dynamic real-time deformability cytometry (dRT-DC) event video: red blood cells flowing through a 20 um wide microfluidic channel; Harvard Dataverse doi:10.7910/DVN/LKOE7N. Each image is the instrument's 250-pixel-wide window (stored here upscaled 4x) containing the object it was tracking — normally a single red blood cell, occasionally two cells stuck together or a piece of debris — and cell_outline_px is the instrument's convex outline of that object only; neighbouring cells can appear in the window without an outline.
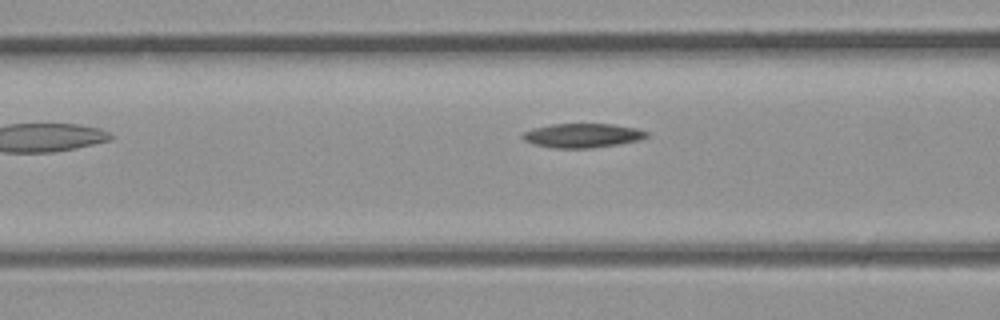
{"species": "common noctule bat (a hibernating species)", "species_latin": "Nyctalus noctula", "temperature_condition": "room temperature", "stored_images_in_passage": 5, "camera_frame_rate_fps": 3000, "um_per_image_px": 0.085, "animal": {"sex": "male", "body_mass_g": 23.1, "forearm_length_mm": 52.7}, "frame": {"image": 1, "passage_image": 5, "time_ms": 1.333, "image_size_px": [1000, 320], "cell_outline_px": [[648, 136], [640, 140], [620, 144], [592, 148], [552, 148], [532, 144], [524, 140], [520, 136], [524, 132], [532, 128], [552, 124], [612, 124], [636, 128], [648, 132]], "centroid_in_image_um": [49.49, 11.52], "position_along_channel_um": 117.1, "area_um2": 17.63}}